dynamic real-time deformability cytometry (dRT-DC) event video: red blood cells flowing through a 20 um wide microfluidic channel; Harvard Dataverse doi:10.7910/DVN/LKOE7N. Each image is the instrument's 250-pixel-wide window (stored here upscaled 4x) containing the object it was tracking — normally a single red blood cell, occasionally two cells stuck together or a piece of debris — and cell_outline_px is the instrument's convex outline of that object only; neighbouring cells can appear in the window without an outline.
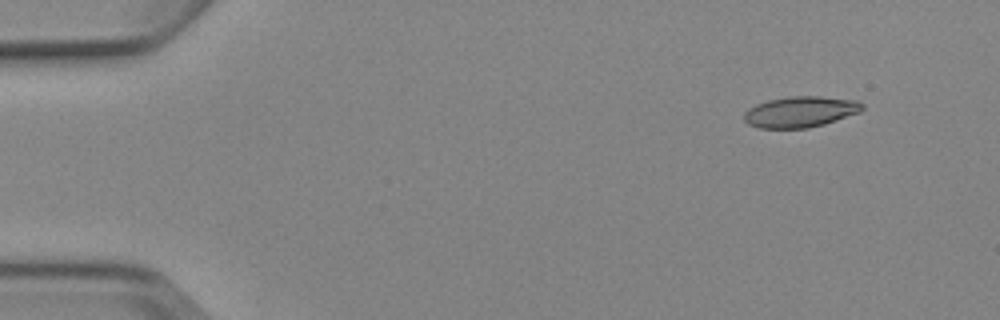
{"species": "Egyptian fruit bat (a non-hibernating species)", "species_latin": "Rousettus aegyptiacus", "temperature_condition": "cold", "stored_images_in_passage": 5, "segment_of_instrument_passage": [2, 2], "camera_frame_rate_fps": 3000, "um_per_image_px": 0.085, "animal": {"sex": "female"}, "frame": {"image": 1, "passage_image": 5, "time_ms": 5.333, "image_size_px": [1000, 320], "cell_outline_px": [[864, 108], [860, 112], [824, 124], [808, 128], [760, 128], [748, 124], [744, 120], [744, 112], [748, 108], [756, 104], [768, 100], [788, 96], [820, 96], [860, 100], [864, 104]], "centroid_in_image_um": [68.05, 9.49], "position_along_channel_um": 16.9, "area_um2": 21.5}}